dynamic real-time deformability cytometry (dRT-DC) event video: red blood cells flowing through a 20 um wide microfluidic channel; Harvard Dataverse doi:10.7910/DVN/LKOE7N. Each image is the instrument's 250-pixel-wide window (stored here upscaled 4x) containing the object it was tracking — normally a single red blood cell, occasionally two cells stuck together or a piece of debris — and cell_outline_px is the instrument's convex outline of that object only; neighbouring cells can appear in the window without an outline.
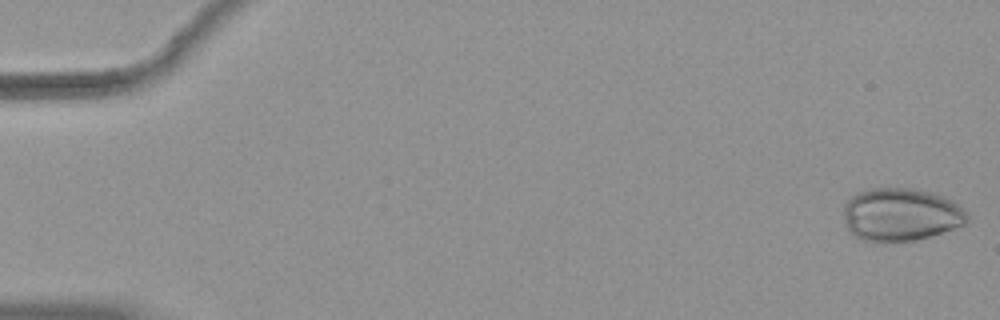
{"species": "common noctule bat (a hibernating species)", "species_latin": "Nyctalus noctula", "temperature_condition": "warm", "stored_images_in_passage": 54, "camera_frame_rate_fps": 3000, "um_per_image_px": 0.085, "animal": {"sex": "female", "body_mass_g": 19.9}, "frame": {"image": 1, "passage_image": 1, "time_ms": 0.0, "image_size_px": [1000, 320], "cell_outline_px": [[968, 220], [964, 224], [932, 236], [916, 240], [884, 244], [876, 244], [864, 240], [856, 236], [848, 228], [844, 216], [844, 204], [856, 192], [872, 188], [912, 188], [932, 192], [944, 196], [952, 200], [968, 216]], "centroid_in_image_um": [76.55, 18.26], "position_along_channel_um": 8.5, "area_um2": 38.49}}
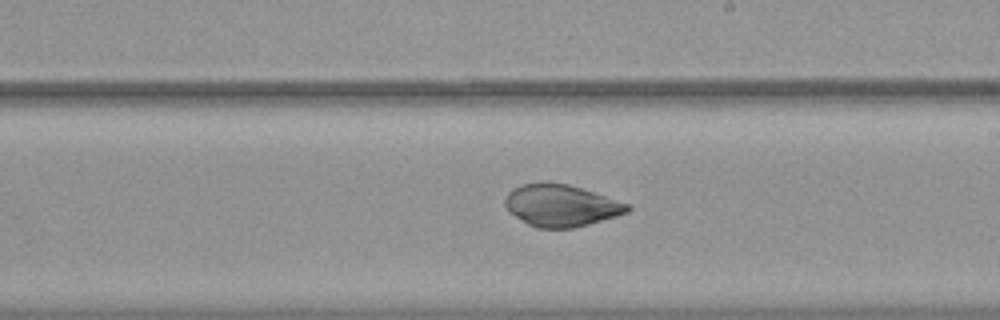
{"frame": {"image": 2, "passage_image": 32, "time_ms": 10.333, "image_size_px": [1000, 320], "cell_outline_px": [[632, 208], [628, 212], [616, 216], [588, 224], [572, 228], [536, 228], [528, 224], [508, 212], [504, 204], [504, 200], [508, 192], [512, 188], [520, 184], [548, 180], [568, 184], [632, 204]], "centroid_in_image_um": [47.66, 17.44], "position_along_channel_um": 241.3, "area_um2": 30.4}}
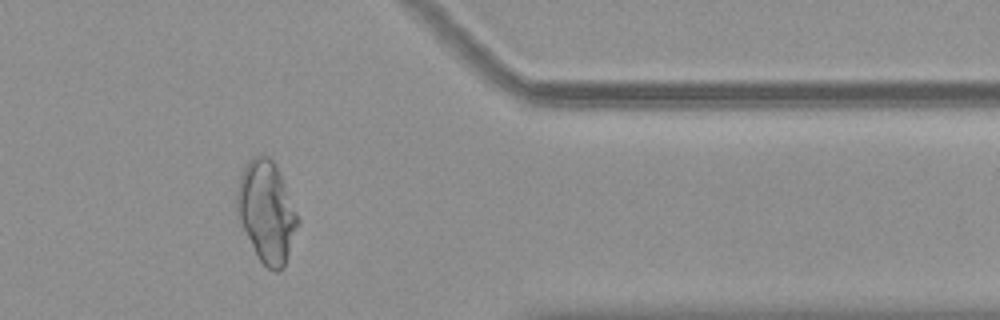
{"frame": {"image": 3, "passage_image": 45, "time_ms": 14.667, "image_size_px": [1000, 320], "cell_outline_px": [[300, 224], [284, 268], [276, 272], [272, 272], [256, 256], [236, 216], [236, 192], [240, 176], [248, 160], [256, 156], [268, 156], [272, 160], [284, 184], [300, 220]], "centroid_in_image_um": [22.65, 18.07], "position_along_channel_um": 388.8, "area_um2": 36.01}}